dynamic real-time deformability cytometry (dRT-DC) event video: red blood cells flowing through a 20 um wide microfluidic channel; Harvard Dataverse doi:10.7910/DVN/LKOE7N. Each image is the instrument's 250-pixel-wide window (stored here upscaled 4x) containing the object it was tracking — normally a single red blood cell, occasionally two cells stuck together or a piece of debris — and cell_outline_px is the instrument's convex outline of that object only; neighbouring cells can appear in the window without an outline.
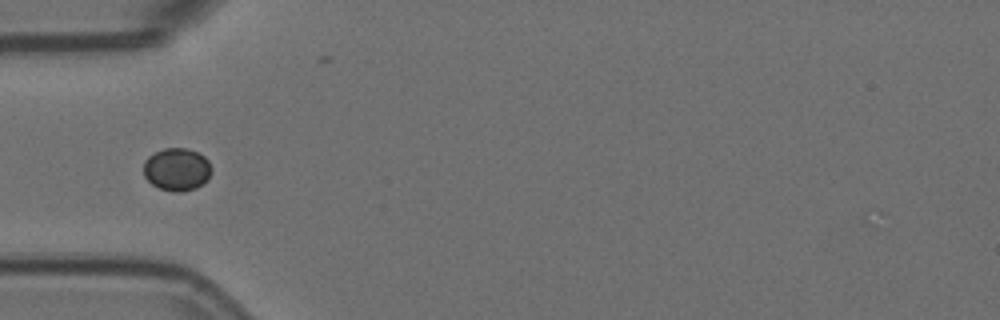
{"species": "Egyptian fruit bat (a non-hibernating species)", "species_latin": "Rousettus aegyptiacus", "temperature_condition": "room temperature", "stored_images_in_passage": 12, "camera_frame_rate_fps": 3000, "um_per_image_px": 0.085, "animal": {"sex": "female"}, "frame": {"image": 1, "passage_image": 4, "time_ms": 1.0, "image_size_px": [1000, 320], "cell_outline_px": [[212, 172], [208, 180], [204, 184], [196, 188], [180, 192], [172, 192], [160, 188], [152, 184], [144, 176], [144, 160], [148, 156], [164, 148], [184, 148], [196, 152], [204, 156], [208, 160], [212, 168]], "centroid_in_image_um": [15.06, 14.41], "position_along_channel_um": 69.9, "area_um2": 17.05}}
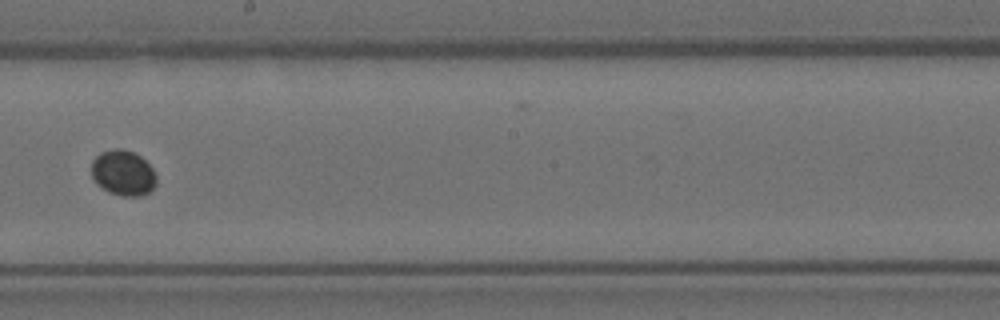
{"frame": {"image": 2, "passage_image": 8, "time_ms": 2.333, "image_size_px": [1000, 320], "cell_outline_px": [[156, 184], [148, 192], [140, 196], [120, 196], [108, 192], [96, 184], [92, 180], [92, 160], [100, 152], [116, 148], [120, 148], [132, 152], [140, 156], [152, 168], [156, 176]], "centroid_in_image_um": [10.43, 14.71], "position_along_channel_um": 237.8, "area_um2": 17.22}}
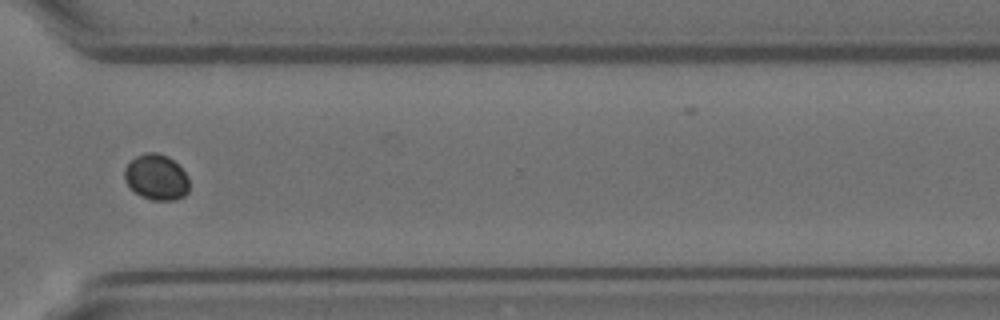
{"frame": {"image": 3, "passage_image": 11, "time_ms": 3.333, "image_size_px": [1000, 320], "cell_outline_px": [[188, 192], [184, 196], [176, 200], [152, 200], [140, 196], [124, 180], [124, 168], [136, 156], [144, 152], [156, 152], [168, 156], [188, 176]], "centroid_in_image_um": [13.28, 15.06], "position_along_channel_um": 357.3, "area_um2": 17.17}}